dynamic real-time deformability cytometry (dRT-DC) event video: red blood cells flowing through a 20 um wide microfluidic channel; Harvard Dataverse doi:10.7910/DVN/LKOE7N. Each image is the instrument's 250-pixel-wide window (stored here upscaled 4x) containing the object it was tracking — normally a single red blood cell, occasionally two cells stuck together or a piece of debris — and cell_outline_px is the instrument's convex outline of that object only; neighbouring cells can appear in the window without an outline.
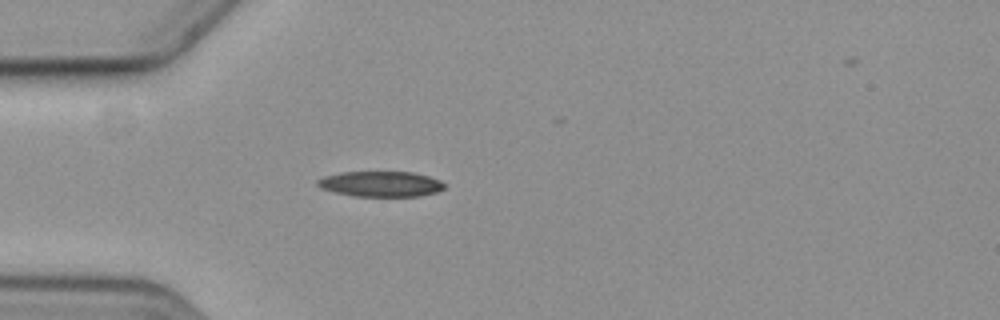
{"species": "common noctule bat (a hibernating species)", "species_latin": "Nyctalus noctula", "temperature_condition": "cold", "stored_images_in_passage": 2, "camera_frame_rate_fps": 3000, "um_per_image_px": 0.085, "animal": {"sex": "female", "body_mass_g": 19.3, "forearm_length_mm": 54.1}, "frame": {"image": 1, "passage_image": 1, "time_ms": 0.0, "image_size_px": [1000, 320], "cell_outline_px": [[444, 188], [436, 192], [420, 196], [352, 196], [320, 188], [316, 184], [316, 180], [324, 176], [340, 172], [412, 172], [428, 176], [440, 180], [444, 184]], "centroid_in_image_um": [32.33, 15.63], "position_along_channel_um": 52.7, "area_um2": 18.79}}